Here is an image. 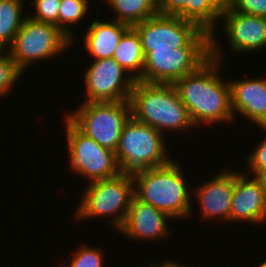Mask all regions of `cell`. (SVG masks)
Returning a JSON list of instances; mask_svg holds the SVG:
<instances>
[{
	"label": "cell",
	"mask_w": 266,
	"mask_h": 267,
	"mask_svg": "<svg viewBox=\"0 0 266 267\" xmlns=\"http://www.w3.org/2000/svg\"><path fill=\"white\" fill-rule=\"evenodd\" d=\"M22 74L10 53L7 50H0V97L9 95Z\"/></svg>",
	"instance_id": "603a6c76"
},
{
	"label": "cell",
	"mask_w": 266,
	"mask_h": 267,
	"mask_svg": "<svg viewBox=\"0 0 266 267\" xmlns=\"http://www.w3.org/2000/svg\"><path fill=\"white\" fill-rule=\"evenodd\" d=\"M24 0H0V50H7L23 25ZM25 16H24V15Z\"/></svg>",
	"instance_id": "ffe728a7"
},
{
	"label": "cell",
	"mask_w": 266,
	"mask_h": 267,
	"mask_svg": "<svg viewBox=\"0 0 266 267\" xmlns=\"http://www.w3.org/2000/svg\"><path fill=\"white\" fill-rule=\"evenodd\" d=\"M257 179L260 181L263 189H264V192H265V195H266V172L265 173H261Z\"/></svg>",
	"instance_id": "4dcf8cb0"
},
{
	"label": "cell",
	"mask_w": 266,
	"mask_h": 267,
	"mask_svg": "<svg viewBox=\"0 0 266 267\" xmlns=\"http://www.w3.org/2000/svg\"><path fill=\"white\" fill-rule=\"evenodd\" d=\"M221 15L209 0H188L187 6L177 16L196 23L210 36H216Z\"/></svg>",
	"instance_id": "44dd1931"
},
{
	"label": "cell",
	"mask_w": 266,
	"mask_h": 267,
	"mask_svg": "<svg viewBox=\"0 0 266 267\" xmlns=\"http://www.w3.org/2000/svg\"><path fill=\"white\" fill-rule=\"evenodd\" d=\"M229 85L234 122L240 114L256 126L266 127V78L229 80Z\"/></svg>",
	"instance_id": "2e32d148"
},
{
	"label": "cell",
	"mask_w": 266,
	"mask_h": 267,
	"mask_svg": "<svg viewBox=\"0 0 266 267\" xmlns=\"http://www.w3.org/2000/svg\"><path fill=\"white\" fill-rule=\"evenodd\" d=\"M112 58L115 59L135 81H138L142 77L144 53L140 36L133 27H130L123 34Z\"/></svg>",
	"instance_id": "ac0fdd59"
},
{
	"label": "cell",
	"mask_w": 266,
	"mask_h": 267,
	"mask_svg": "<svg viewBox=\"0 0 266 267\" xmlns=\"http://www.w3.org/2000/svg\"><path fill=\"white\" fill-rule=\"evenodd\" d=\"M257 267H266V260L263 261L260 265H258Z\"/></svg>",
	"instance_id": "1f68e13d"
},
{
	"label": "cell",
	"mask_w": 266,
	"mask_h": 267,
	"mask_svg": "<svg viewBox=\"0 0 266 267\" xmlns=\"http://www.w3.org/2000/svg\"><path fill=\"white\" fill-rule=\"evenodd\" d=\"M90 0H61L59 9V28L72 40L75 47L76 39L72 27L74 24L81 23L90 10ZM70 27H69V26ZM74 33V34H73ZM75 37V38H74Z\"/></svg>",
	"instance_id": "7402d4cb"
},
{
	"label": "cell",
	"mask_w": 266,
	"mask_h": 267,
	"mask_svg": "<svg viewBox=\"0 0 266 267\" xmlns=\"http://www.w3.org/2000/svg\"><path fill=\"white\" fill-rule=\"evenodd\" d=\"M92 20L84 34V47L93 60L112 58L123 34L130 28L127 24L116 20Z\"/></svg>",
	"instance_id": "e0dca14e"
},
{
	"label": "cell",
	"mask_w": 266,
	"mask_h": 267,
	"mask_svg": "<svg viewBox=\"0 0 266 267\" xmlns=\"http://www.w3.org/2000/svg\"><path fill=\"white\" fill-rule=\"evenodd\" d=\"M129 101L131 116L163 135L195 129L173 84L135 81Z\"/></svg>",
	"instance_id": "3957f363"
},
{
	"label": "cell",
	"mask_w": 266,
	"mask_h": 267,
	"mask_svg": "<svg viewBox=\"0 0 266 267\" xmlns=\"http://www.w3.org/2000/svg\"><path fill=\"white\" fill-rule=\"evenodd\" d=\"M174 158L170 163L150 168L133 178L135 197L165 212L170 218L186 219L192 213V189L179 161ZM190 191V192H189Z\"/></svg>",
	"instance_id": "7a4b0ae2"
},
{
	"label": "cell",
	"mask_w": 266,
	"mask_h": 267,
	"mask_svg": "<svg viewBox=\"0 0 266 267\" xmlns=\"http://www.w3.org/2000/svg\"><path fill=\"white\" fill-rule=\"evenodd\" d=\"M169 219L172 220L165 212L134 196L118 232L131 241H161L162 238H170Z\"/></svg>",
	"instance_id": "7c38bea8"
},
{
	"label": "cell",
	"mask_w": 266,
	"mask_h": 267,
	"mask_svg": "<svg viewBox=\"0 0 266 267\" xmlns=\"http://www.w3.org/2000/svg\"><path fill=\"white\" fill-rule=\"evenodd\" d=\"M143 53L144 68L138 81L174 84L183 76L194 72L210 57V47H179Z\"/></svg>",
	"instance_id": "30bf717a"
},
{
	"label": "cell",
	"mask_w": 266,
	"mask_h": 267,
	"mask_svg": "<svg viewBox=\"0 0 266 267\" xmlns=\"http://www.w3.org/2000/svg\"><path fill=\"white\" fill-rule=\"evenodd\" d=\"M113 11L118 22L133 27L158 14V0H103Z\"/></svg>",
	"instance_id": "d6986e66"
},
{
	"label": "cell",
	"mask_w": 266,
	"mask_h": 267,
	"mask_svg": "<svg viewBox=\"0 0 266 267\" xmlns=\"http://www.w3.org/2000/svg\"><path fill=\"white\" fill-rule=\"evenodd\" d=\"M233 193L234 171L231 168H224L212 179L195 187L192 197L198 202L200 218L206 221L217 217L229 223Z\"/></svg>",
	"instance_id": "9a60e30c"
},
{
	"label": "cell",
	"mask_w": 266,
	"mask_h": 267,
	"mask_svg": "<svg viewBox=\"0 0 266 267\" xmlns=\"http://www.w3.org/2000/svg\"><path fill=\"white\" fill-rule=\"evenodd\" d=\"M133 28L140 36L143 51L210 47V34L207 31L178 16L158 13Z\"/></svg>",
	"instance_id": "ba28073f"
},
{
	"label": "cell",
	"mask_w": 266,
	"mask_h": 267,
	"mask_svg": "<svg viewBox=\"0 0 266 267\" xmlns=\"http://www.w3.org/2000/svg\"><path fill=\"white\" fill-rule=\"evenodd\" d=\"M35 9L29 17L38 22L51 23L59 28V9L61 0H32ZM33 13V14H32Z\"/></svg>",
	"instance_id": "d4e9b609"
},
{
	"label": "cell",
	"mask_w": 266,
	"mask_h": 267,
	"mask_svg": "<svg viewBox=\"0 0 266 267\" xmlns=\"http://www.w3.org/2000/svg\"><path fill=\"white\" fill-rule=\"evenodd\" d=\"M87 184L74 218L84 221L111 217L110 225L118 231L135 196L133 178L119 174Z\"/></svg>",
	"instance_id": "5b68a950"
},
{
	"label": "cell",
	"mask_w": 266,
	"mask_h": 267,
	"mask_svg": "<svg viewBox=\"0 0 266 267\" xmlns=\"http://www.w3.org/2000/svg\"><path fill=\"white\" fill-rule=\"evenodd\" d=\"M145 267H193V266H188L187 264H182V263H179V261L175 262V260H169V259H166L165 261H162V263H151L150 264H145Z\"/></svg>",
	"instance_id": "f546056e"
},
{
	"label": "cell",
	"mask_w": 266,
	"mask_h": 267,
	"mask_svg": "<svg viewBox=\"0 0 266 267\" xmlns=\"http://www.w3.org/2000/svg\"><path fill=\"white\" fill-rule=\"evenodd\" d=\"M232 10L266 18V0H234Z\"/></svg>",
	"instance_id": "4316f807"
},
{
	"label": "cell",
	"mask_w": 266,
	"mask_h": 267,
	"mask_svg": "<svg viewBox=\"0 0 266 267\" xmlns=\"http://www.w3.org/2000/svg\"><path fill=\"white\" fill-rule=\"evenodd\" d=\"M266 224V195L260 181L246 172L234 171L230 222Z\"/></svg>",
	"instance_id": "5bb4252c"
},
{
	"label": "cell",
	"mask_w": 266,
	"mask_h": 267,
	"mask_svg": "<svg viewBox=\"0 0 266 267\" xmlns=\"http://www.w3.org/2000/svg\"><path fill=\"white\" fill-rule=\"evenodd\" d=\"M260 129H263L266 133V127H260ZM255 147V150L250 152L246 157L247 163L245 168L248 169L245 172L249 171L250 176L252 175L257 178L261 173L266 172V135Z\"/></svg>",
	"instance_id": "484cf974"
},
{
	"label": "cell",
	"mask_w": 266,
	"mask_h": 267,
	"mask_svg": "<svg viewBox=\"0 0 266 267\" xmlns=\"http://www.w3.org/2000/svg\"><path fill=\"white\" fill-rule=\"evenodd\" d=\"M188 4V0H158V13L177 16Z\"/></svg>",
	"instance_id": "83f0119b"
},
{
	"label": "cell",
	"mask_w": 266,
	"mask_h": 267,
	"mask_svg": "<svg viewBox=\"0 0 266 267\" xmlns=\"http://www.w3.org/2000/svg\"><path fill=\"white\" fill-rule=\"evenodd\" d=\"M209 2L221 13L232 9L234 0H209Z\"/></svg>",
	"instance_id": "f1b7e54d"
},
{
	"label": "cell",
	"mask_w": 266,
	"mask_h": 267,
	"mask_svg": "<svg viewBox=\"0 0 266 267\" xmlns=\"http://www.w3.org/2000/svg\"><path fill=\"white\" fill-rule=\"evenodd\" d=\"M216 40V36H210V57L194 72L173 84L195 129L202 125L234 122L229 81L220 75L224 51Z\"/></svg>",
	"instance_id": "6da1fadb"
},
{
	"label": "cell",
	"mask_w": 266,
	"mask_h": 267,
	"mask_svg": "<svg viewBox=\"0 0 266 267\" xmlns=\"http://www.w3.org/2000/svg\"><path fill=\"white\" fill-rule=\"evenodd\" d=\"M219 22L234 54L260 52L266 48V18L231 9L221 15Z\"/></svg>",
	"instance_id": "4fadbf2b"
},
{
	"label": "cell",
	"mask_w": 266,
	"mask_h": 267,
	"mask_svg": "<svg viewBox=\"0 0 266 267\" xmlns=\"http://www.w3.org/2000/svg\"><path fill=\"white\" fill-rule=\"evenodd\" d=\"M65 139L69 168L92 183L119 175L115 152L100 146L91 137L83 134L64 116Z\"/></svg>",
	"instance_id": "9c48e42d"
},
{
	"label": "cell",
	"mask_w": 266,
	"mask_h": 267,
	"mask_svg": "<svg viewBox=\"0 0 266 267\" xmlns=\"http://www.w3.org/2000/svg\"><path fill=\"white\" fill-rule=\"evenodd\" d=\"M65 116L86 136L100 146L116 151L122 129L131 117L130 101L82 102Z\"/></svg>",
	"instance_id": "52a82bcc"
},
{
	"label": "cell",
	"mask_w": 266,
	"mask_h": 267,
	"mask_svg": "<svg viewBox=\"0 0 266 267\" xmlns=\"http://www.w3.org/2000/svg\"><path fill=\"white\" fill-rule=\"evenodd\" d=\"M70 47H73L72 40L56 25L38 22L28 16L7 51L25 73L24 70L36 62L70 52Z\"/></svg>",
	"instance_id": "8992f818"
},
{
	"label": "cell",
	"mask_w": 266,
	"mask_h": 267,
	"mask_svg": "<svg viewBox=\"0 0 266 267\" xmlns=\"http://www.w3.org/2000/svg\"><path fill=\"white\" fill-rule=\"evenodd\" d=\"M81 244L80 247L73 252V257L67 265L61 263L59 267H104L103 249Z\"/></svg>",
	"instance_id": "cb8c5ba5"
},
{
	"label": "cell",
	"mask_w": 266,
	"mask_h": 267,
	"mask_svg": "<svg viewBox=\"0 0 266 267\" xmlns=\"http://www.w3.org/2000/svg\"><path fill=\"white\" fill-rule=\"evenodd\" d=\"M165 136L131 116L122 129L115 151L119 174L134 178L150 168L170 163L173 156L169 157Z\"/></svg>",
	"instance_id": "277c9868"
},
{
	"label": "cell",
	"mask_w": 266,
	"mask_h": 267,
	"mask_svg": "<svg viewBox=\"0 0 266 267\" xmlns=\"http://www.w3.org/2000/svg\"><path fill=\"white\" fill-rule=\"evenodd\" d=\"M87 67L83 70L86 90L83 102L130 100L135 80L115 59L91 60Z\"/></svg>",
	"instance_id": "8fae6325"
}]
</instances>
